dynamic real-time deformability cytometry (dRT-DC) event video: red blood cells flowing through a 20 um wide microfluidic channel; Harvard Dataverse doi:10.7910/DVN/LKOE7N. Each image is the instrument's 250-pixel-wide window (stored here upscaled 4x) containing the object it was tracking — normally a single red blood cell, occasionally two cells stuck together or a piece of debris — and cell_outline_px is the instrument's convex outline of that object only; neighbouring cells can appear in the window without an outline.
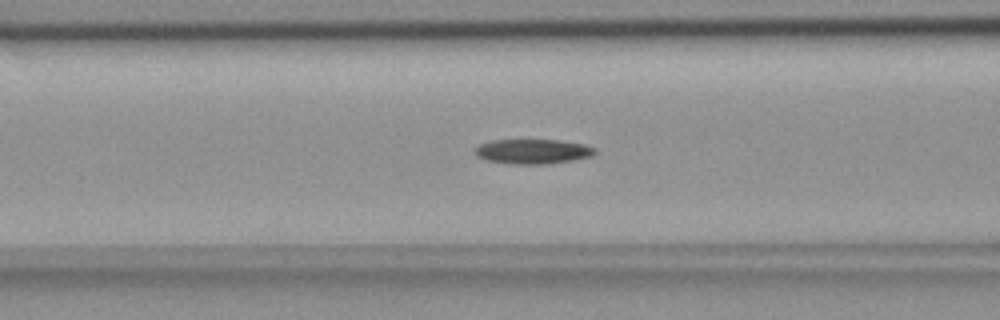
{"species": "common noctule bat (a hibernating species)", "species_latin": "Nyctalus noctula", "temperature_condition": "room temperature", "stored_images_in_passage": 42, "camera_frame_rate_fps": 3000, "um_per_image_px": 0.085, "animal": {"sex": "female", "body_mass_g": 18.4}, "frame": {"image": 1, "passage_image": 15, "time_ms": 4.667, "image_size_px": [1000, 320], "cell_outline_px": [[596, 152], [592, 156], [572, 160], [548, 164], [512, 164], [484, 160], [476, 156], [476, 148], [480, 144], [492, 140], [560, 140], [584, 144], [596, 148]], "centroid_in_image_um": [45.3, 12.88], "position_along_channel_um": 121.3, "area_um2": 17.34}}
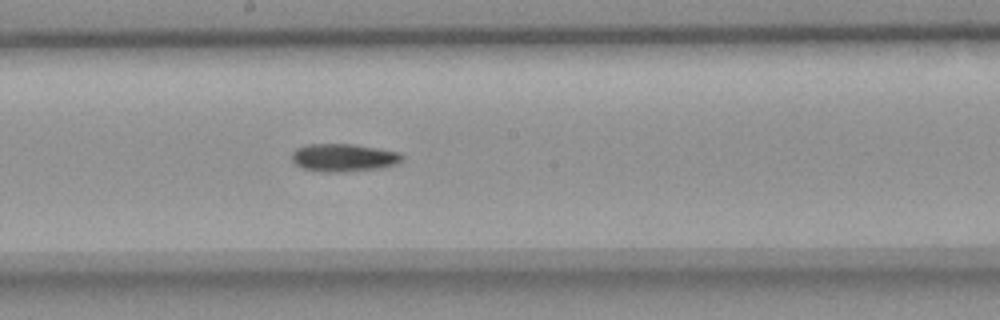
{"frame": {"image": 2, "passage_image": 23, "time_ms": 7.333, "image_size_px": [1000, 320], "cell_outline_px": [[404, 156], [400, 164], [384, 168], [340, 172], [320, 172], [304, 168], [296, 164], [292, 160], [292, 152], [296, 148], [308, 144], [352, 144], [400, 152]], "centroid_in_image_um": [29.25, 13.41], "position_along_channel_um": 218.9, "area_um2": 18.09}}
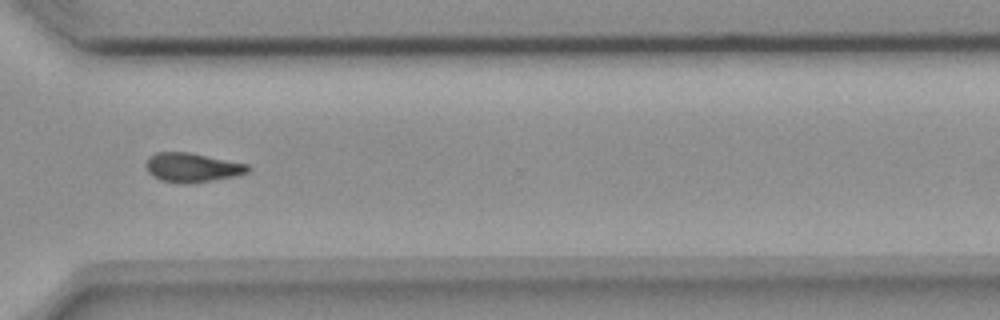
{"frame": {"image": 3, "passage_image": 34, "time_ms": 11.0, "image_size_px": [1000, 320], "cell_outline_px": [[252, 168], [248, 172], [236, 176], [212, 180], [160, 180], [152, 176], [148, 172], [144, 164], [148, 156], [156, 152], [188, 152], [248, 164]], "centroid_in_image_um": [16.33, 14.18], "position_along_channel_um": 354.3, "area_um2": 16.7}}